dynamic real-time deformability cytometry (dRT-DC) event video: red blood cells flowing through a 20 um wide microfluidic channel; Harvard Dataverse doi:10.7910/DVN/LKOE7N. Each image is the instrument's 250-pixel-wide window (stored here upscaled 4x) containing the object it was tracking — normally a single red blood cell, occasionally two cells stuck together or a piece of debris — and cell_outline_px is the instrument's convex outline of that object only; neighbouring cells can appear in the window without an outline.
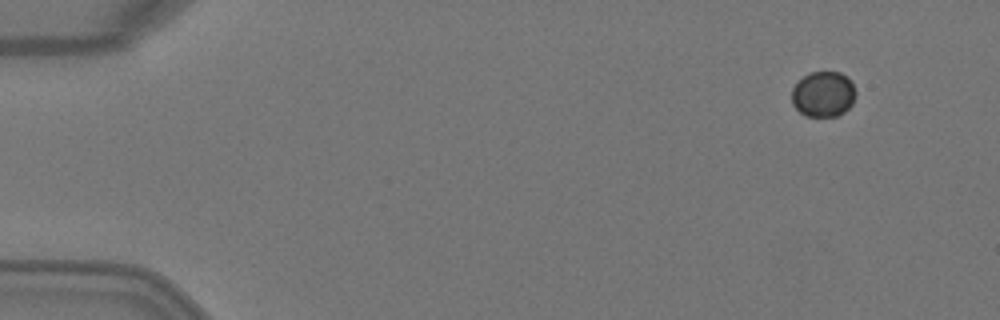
{"species": "Egyptian fruit bat (a non-hibernating species)", "species_latin": "Rousettus aegyptiacus", "temperature_condition": "warm", "stored_images_in_passage": 4, "camera_frame_rate_fps": 3000, "um_per_image_px": 0.085, "animal": {"sex": "female"}, "frame": {"image": 1, "passage_image": 1, "time_ms": 0.0, "image_size_px": [1000, 320], "cell_outline_px": [[856, 96], [852, 104], [844, 112], [836, 116], [804, 116], [792, 104], [792, 88], [808, 72], [840, 72], [852, 80], [856, 92]], "centroid_in_image_um": [70.0, 8.0], "position_along_channel_um": 15.0, "area_um2": 17.11}}
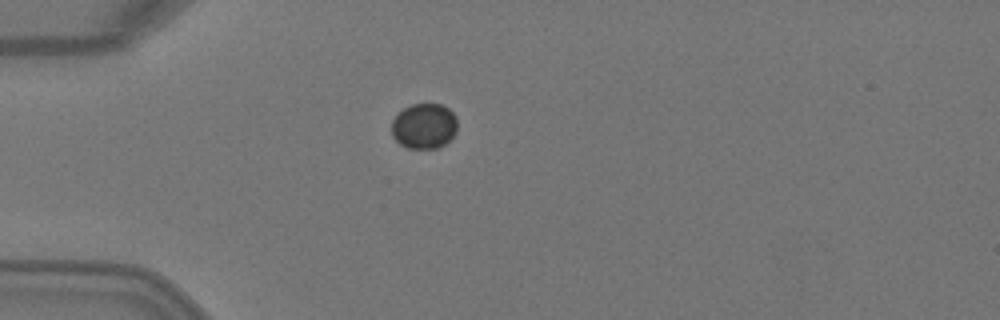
{"frame": {"image": 2, "passage_image": 4, "time_ms": 1.0, "image_size_px": [1000, 320], "cell_outline_px": [[456, 132], [440, 148], [408, 148], [400, 144], [392, 136], [392, 120], [404, 108], [412, 104], [440, 104], [448, 108], [456, 116]], "centroid_in_image_um": [36.04, 10.72], "position_along_channel_um": 49.0, "area_um2": 17.28}}